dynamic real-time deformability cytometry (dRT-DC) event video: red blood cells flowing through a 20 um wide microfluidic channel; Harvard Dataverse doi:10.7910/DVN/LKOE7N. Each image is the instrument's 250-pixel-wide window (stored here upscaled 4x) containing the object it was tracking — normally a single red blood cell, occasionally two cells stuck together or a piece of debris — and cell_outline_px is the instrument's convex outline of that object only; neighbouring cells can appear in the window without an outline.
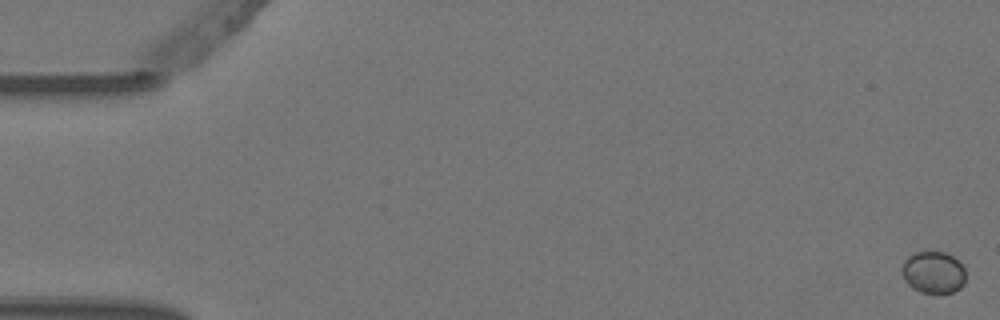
{"species": "Egyptian fruit bat (a non-hibernating species)", "species_latin": "Rousettus aegyptiacus", "temperature_condition": "warm", "stored_images_in_passage": 9, "camera_frame_rate_fps": 3000, "um_per_image_px": 0.085, "animal": {"sex": "female"}, "frame": {"image": 1, "passage_image": 1, "time_ms": 0.0, "image_size_px": [1000, 320], "cell_outline_px": [[964, 284], [960, 288], [952, 292], [936, 296], [920, 292], [912, 288], [904, 280], [900, 272], [900, 268], [904, 260], [908, 256], [916, 252], [948, 252], [964, 268]], "centroid_in_image_um": [79.29, 23.19], "position_along_channel_um": 5.7, "area_um2": 16.07}}
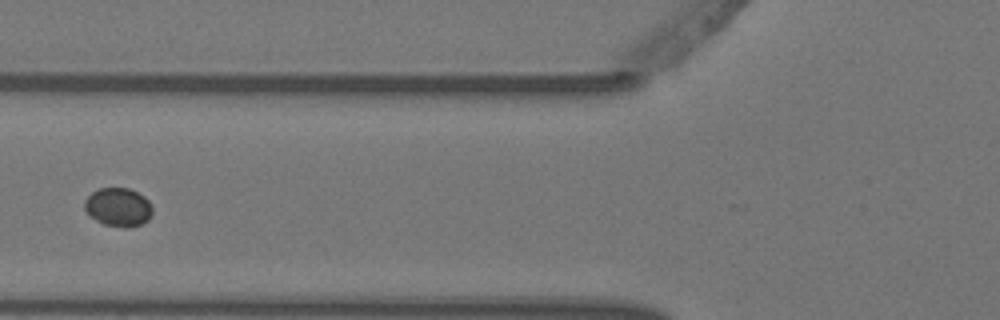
{"frame": {"image": 2, "passage_image": 7, "time_ms": 2.0, "image_size_px": [1000, 320], "cell_outline_px": [[152, 212], [148, 220], [140, 224], [128, 228], [124, 228], [104, 224], [96, 220], [84, 208], [84, 200], [92, 192], [100, 188], [128, 188], [144, 196], [152, 204]], "centroid_in_image_um": [10.07, 17.61], "position_along_channel_um": 115.7, "area_um2": 15.2}}
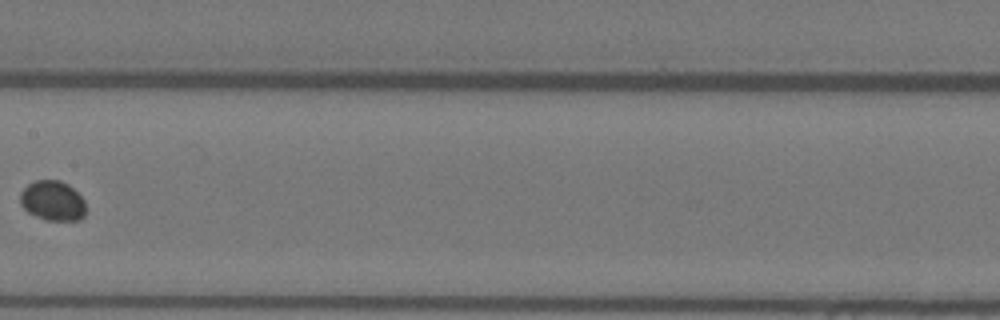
{"frame": {"image": 3, "passage_image": 9, "time_ms": 2.667, "image_size_px": [1000, 320], "cell_outline_px": [[84, 216], [80, 220], [44, 220], [28, 212], [20, 204], [20, 192], [28, 184], [36, 180], [60, 180], [68, 184], [84, 200]], "centroid_in_image_um": [4.45, 17.06], "position_along_channel_um": 203.0, "area_um2": 15.2}}